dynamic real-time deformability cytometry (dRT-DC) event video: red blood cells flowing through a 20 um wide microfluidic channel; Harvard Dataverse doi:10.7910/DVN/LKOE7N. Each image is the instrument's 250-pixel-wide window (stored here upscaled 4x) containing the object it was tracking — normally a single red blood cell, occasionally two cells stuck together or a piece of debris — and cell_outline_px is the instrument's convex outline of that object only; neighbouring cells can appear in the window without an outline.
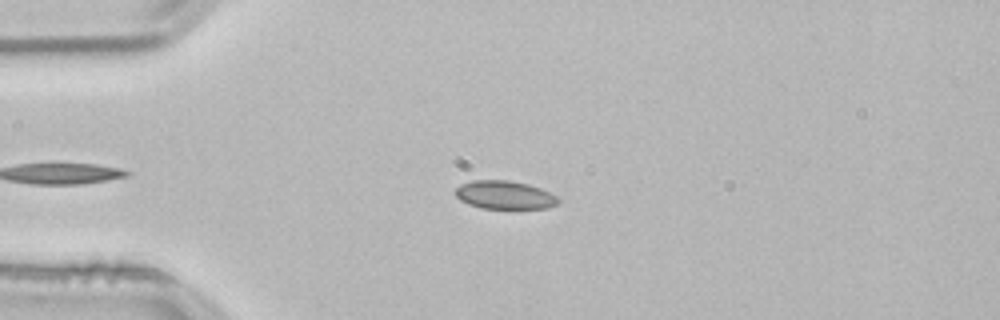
{"species": "common noctule bat (a hibernating species)", "species_latin": "Nyctalus noctula", "temperature_condition": "room temperature", "stored_images_in_passage": 48, "camera_frame_rate_fps": 3000, "um_per_image_px": 0.085, "animal": {"sex": "male", "body_mass_g": 21.5, "forearm_length_mm": 52.0}, "frame": {"image": 1, "passage_image": 12, "time_ms": 3.667, "image_size_px": [1000, 320], "cell_outline_px": [[560, 200], [556, 204], [548, 208], [480, 208], [468, 204], [460, 200], [456, 196], [456, 188], [460, 184], [472, 180], [508, 180], [528, 184], [540, 188], [556, 196]], "centroid_in_image_um": [42.87, 16.56], "position_along_channel_um": 42.1, "area_um2": 16.88}}
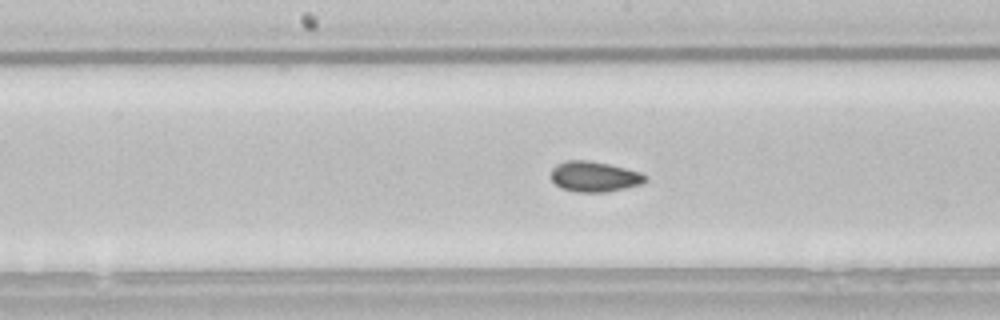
{"frame": {"image": 2, "passage_image": 26, "time_ms": 8.333, "image_size_px": [1000, 320], "cell_outline_px": [[648, 180], [640, 184], [608, 192], [576, 192], [564, 188], [556, 184], [552, 180], [552, 168], [556, 164], [564, 160], [588, 160], [608, 164], [640, 172], [648, 176]], "centroid_in_image_um": [50.53, 15.0], "position_along_channel_um": 197.7, "area_um2": 16.65}}
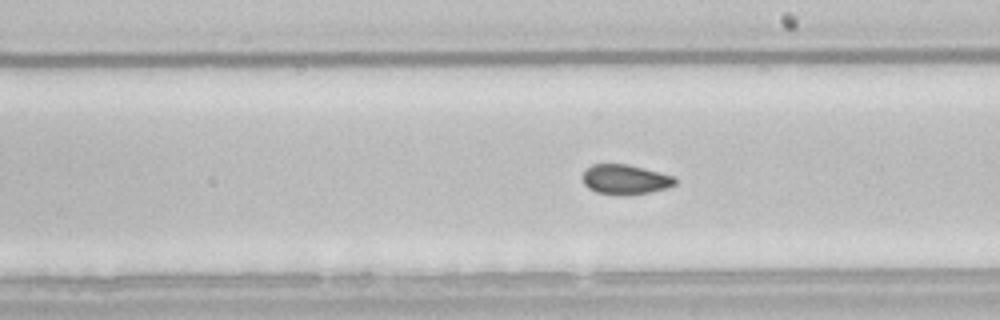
{"frame": {"image": 3, "passage_image": 29, "time_ms": 9.333, "image_size_px": [1000, 320], "cell_outline_px": [[676, 184], [664, 188], [648, 192], [596, 192], [588, 188], [584, 184], [584, 172], [592, 164], [628, 164], [660, 172], [672, 176], [676, 180]], "centroid_in_image_um": [53.14, 15.2], "position_along_channel_um": 235.9, "area_um2": 15.14}, "authors_computed_cell_mechanics": {"area_um2": 16.5886, "velocity_mm_per_s": 3.8288, "shape_relaxation_time_tau1_ms": 4.7526, "shape_relaxation_time_tau2_ms": 1.7172, "deformation_change_tau1": 0.0678, "deformation_change_tau2": 0.0395}}